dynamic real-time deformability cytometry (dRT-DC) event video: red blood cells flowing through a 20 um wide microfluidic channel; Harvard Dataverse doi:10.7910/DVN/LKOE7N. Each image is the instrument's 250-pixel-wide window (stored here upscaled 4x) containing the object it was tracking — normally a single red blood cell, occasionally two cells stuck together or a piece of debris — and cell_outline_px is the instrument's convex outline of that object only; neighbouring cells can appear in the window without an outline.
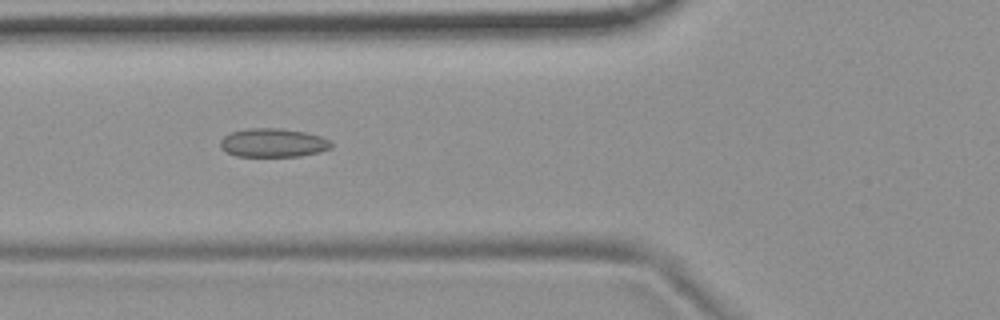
{"species": "common noctule bat (a hibernating species)", "species_latin": "Nyctalus noctula", "temperature_condition": "room temperature", "stored_images_in_passage": 7, "camera_frame_rate_fps": 3000, "um_per_image_px": 0.085, "animal": {"sex": "female", "body_mass_g": 19.9}, "frame": {"image": 1, "passage_image": 5, "time_ms": 4.667, "image_size_px": [1000, 320], "cell_outline_px": [[332, 148], [320, 152], [300, 156], [236, 156], [224, 152], [220, 148], [220, 140], [224, 136], [232, 132], [248, 128], [280, 128], [304, 132], [320, 136], [328, 140], [332, 144]], "centroid_in_image_um": [23.18, 12.14], "position_along_channel_um": 102.6, "area_um2": 18.61}}
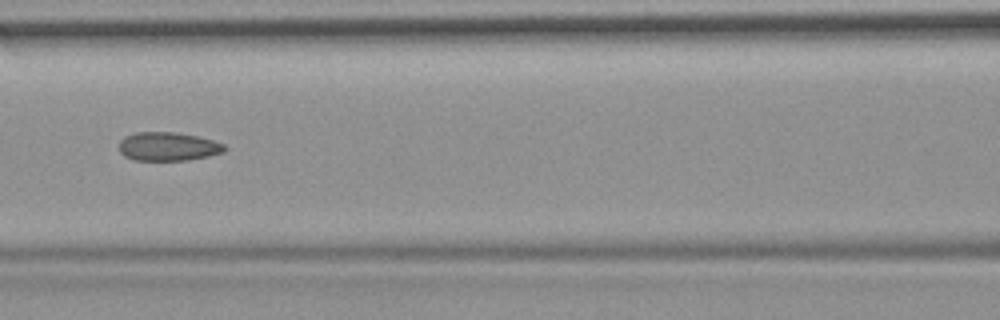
{"frame": {"image": 2, "passage_image": 6, "time_ms": 6.0, "image_size_px": [1000, 320], "cell_outline_px": [[228, 148], [224, 152], [208, 156], [188, 160], [132, 160], [124, 156], [120, 152], [120, 140], [124, 136], [136, 132], [176, 132], [196, 136], [212, 140], [224, 144]], "centroid_in_image_um": [14.28, 12.45], "position_along_channel_um": 152.3, "area_um2": 17.69}}